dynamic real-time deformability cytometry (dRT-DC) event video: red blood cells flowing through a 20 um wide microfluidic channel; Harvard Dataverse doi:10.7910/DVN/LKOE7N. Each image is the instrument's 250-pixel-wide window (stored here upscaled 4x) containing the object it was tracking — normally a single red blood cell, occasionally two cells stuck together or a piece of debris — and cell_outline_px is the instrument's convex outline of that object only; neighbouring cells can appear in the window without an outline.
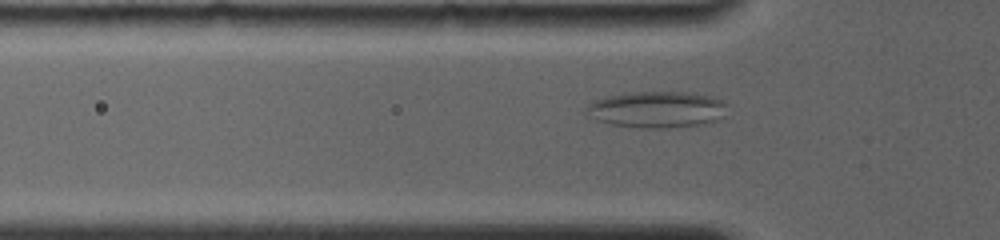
{"species": "common noctule bat (a hibernating species)", "species_latin": "Nyctalus noctula", "temperature_condition": "room temperature", "stored_images_in_passage": 28, "camera_frame_rate_fps": 4000, "um_per_image_px": 0.085, "animal": {"sex": "female", "body_mass_g": 19.0, "forearm_length_mm": 56.7}, "frame": {"image": 1, "passage_image": 6, "time_ms": 3.0, "image_size_px": [1000, 240], "cell_outline_px": [[728, 104], [724, 116], [720, 120], [704, 124], [664, 128], [644, 128], [612, 124], [596, 120], [580, 112], [588, 104], [596, 100], [608, 96], [632, 92], [684, 92], [712, 96], [724, 100]], "centroid_in_image_um": [55.84, 9.31], "position_along_channel_um": 70.0, "area_um2": 30.29}}
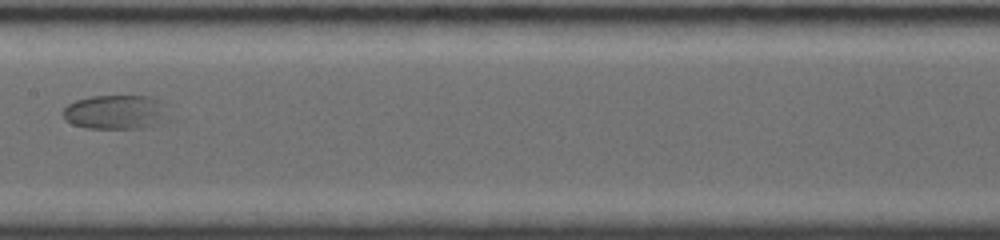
{"frame": {"image": 2, "passage_image": 13, "time_ms": 6.5, "image_size_px": [1000, 240], "cell_outline_px": [[176, 120], [140, 128], [84, 128], [72, 124], [64, 120], [60, 112], [68, 104], [76, 100], [92, 96], [152, 96], [160, 100], [176, 116]], "centroid_in_image_um": [9.96, 9.54], "position_along_channel_um": 197.4, "area_um2": 22.14}}
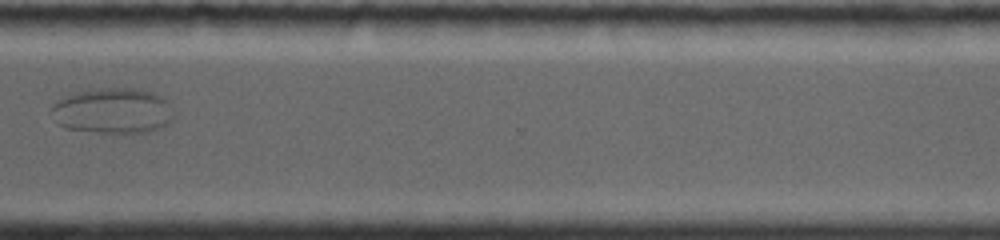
{"frame": {"image": 3, "passage_image": 22, "time_ms": 11.0, "image_size_px": [1000, 240], "cell_outline_px": [[172, 120], [168, 124], [160, 128], [144, 132], [100, 132], [68, 128], [56, 124], [52, 108], [60, 100], [76, 92], [100, 88], [136, 88], [152, 92], [160, 96], [168, 104], [172, 116]], "centroid_in_image_um": [9.6, 9.41], "position_along_channel_um": 361.0, "area_um2": 31.73}}